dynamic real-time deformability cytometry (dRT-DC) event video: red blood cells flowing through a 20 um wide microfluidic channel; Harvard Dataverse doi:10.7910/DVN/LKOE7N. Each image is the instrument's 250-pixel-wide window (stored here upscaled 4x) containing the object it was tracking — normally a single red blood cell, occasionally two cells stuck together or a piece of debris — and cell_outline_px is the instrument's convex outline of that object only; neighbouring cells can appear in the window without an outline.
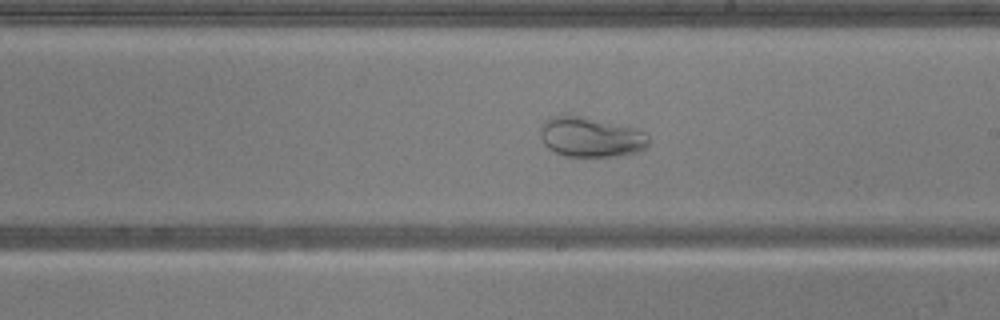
{"species": "common noctule bat (a hibernating species)", "species_latin": "Nyctalus noctula", "temperature_condition": "warm", "stored_images_in_passage": 49, "camera_frame_rate_fps": 3000, "um_per_image_px": 0.085, "animal": {"sex": "male", "body_mass_g": 20.5, "forearm_length_mm": 52.5}, "frame": {"image": 1, "passage_image": 28, "time_ms": 9.0, "image_size_px": [1000, 320], "cell_outline_px": [[652, 140], [640, 152], [616, 156], [564, 156], [548, 148], [544, 144], [540, 136], [540, 124], [544, 120], [552, 116], [576, 116], [636, 128], [644, 132]], "centroid_in_image_um": [50.22, 11.67], "position_along_channel_um": 238.8, "area_um2": 25.09}}